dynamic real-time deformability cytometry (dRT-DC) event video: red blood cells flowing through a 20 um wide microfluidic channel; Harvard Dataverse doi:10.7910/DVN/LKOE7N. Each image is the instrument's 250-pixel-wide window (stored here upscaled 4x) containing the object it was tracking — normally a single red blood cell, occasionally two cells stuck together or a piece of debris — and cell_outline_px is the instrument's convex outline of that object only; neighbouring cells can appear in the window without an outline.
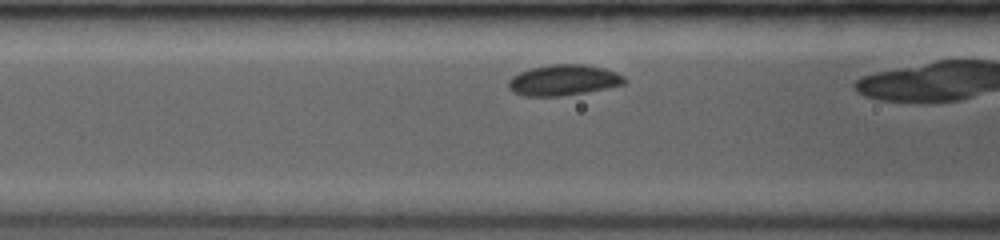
{"species": "common noctule bat (a hibernating species)", "species_latin": "Nyctalus noctula", "temperature_condition": "room temperature", "stored_images_in_passage": 10, "camera_frame_rate_fps": 3500, "um_per_image_px": 0.085, "animal": {"sex": "female", "body_mass_g": 19.0, "forearm_length_mm": 53.3}, "frame": {"image": 1, "passage_image": 7, "time_ms": 1.714, "image_size_px": [1000, 240], "cell_outline_px": [[628, 80], [624, 84], [584, 92], [560, 96], [524, 96], [512, 92], [508, 88], [508, 80], [512, 76], [520, 72], [532, 68], [552, 64], [584, 64], [604, 68], [616, 72], [624, 76]], "centroid_in_image_um": [47.88, 6.81], "position_along_channel_um": 118.7, "area_um2": 20.75}}